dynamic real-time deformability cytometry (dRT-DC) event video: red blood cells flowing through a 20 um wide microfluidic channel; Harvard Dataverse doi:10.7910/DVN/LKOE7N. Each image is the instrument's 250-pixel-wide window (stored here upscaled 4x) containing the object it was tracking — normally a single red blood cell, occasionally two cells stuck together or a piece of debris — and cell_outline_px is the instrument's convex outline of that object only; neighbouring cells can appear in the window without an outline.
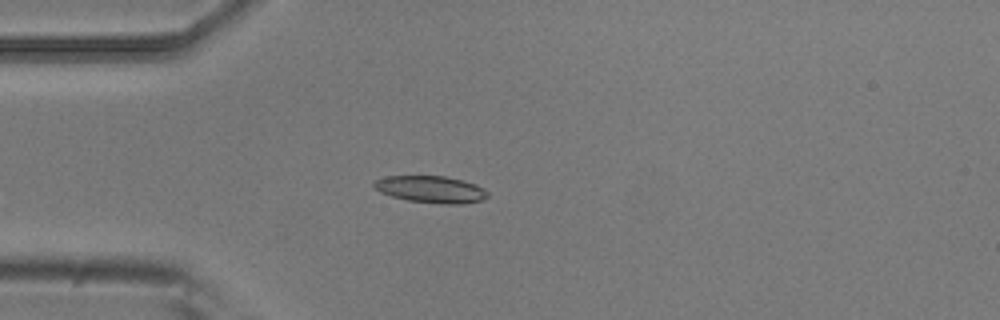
{"species": "common noctule bat (a hibernating species)", "species_latin": "Nyctalus noctula", "temperature_condition": "room temperature", "stored_images_in_passage": 6, "camera_frame_rate_fps": 3000, "um_per_image_px": 0.085, "animal": {"sex": "male", "body_mass_g": 20.5, "forearm_length_mm": 52.5}, "frame": {"image": 1, "passage_image": 5, "time_ms": 1.333, "image_size_px": [1000, 320], "cell_outline_px": [[488, 196], [484, 200], [464, 204], [444, 204], [408, 200], [392, 196], [380, 192], [372, 184], [376, 180], [384, 176], [444, 176], [476, 184], [484, 188], [488, 192]], "centroid_in_image_um": [36.66, 16.1], "position_along_channel_um": 48.3, "area_um2": 17.8}}